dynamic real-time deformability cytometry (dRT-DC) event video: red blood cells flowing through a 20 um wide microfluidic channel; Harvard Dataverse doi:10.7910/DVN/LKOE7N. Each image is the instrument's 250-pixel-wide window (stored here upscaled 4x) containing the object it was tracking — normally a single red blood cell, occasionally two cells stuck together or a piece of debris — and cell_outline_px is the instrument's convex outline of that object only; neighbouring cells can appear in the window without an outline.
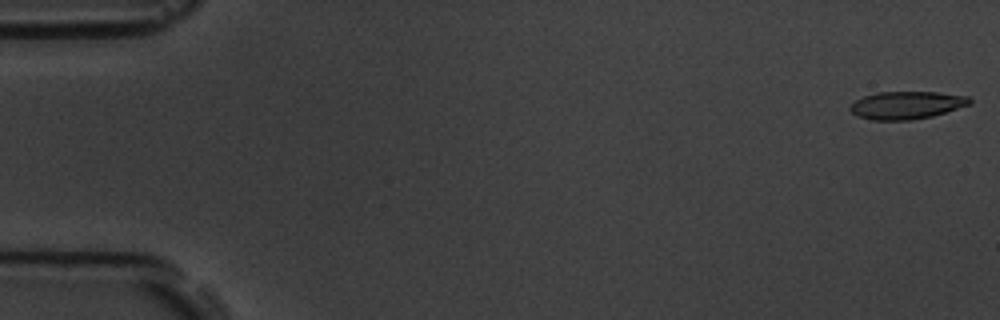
{"species": "common noctule bat (a hibernating species)", "species_latin": "Nyctalus noctula", "temperature_condition": "room temperature", "stored_images_in_passage": 10, "camera_frame_rate_fps": 3000, "um_per_image_px": 0.085, "animal": {"sex": "male", "body_mass_g": 19.5, "forearm_length_mm": 54.6}, "frame": {"image": 1, "passage_image": 1, "time_ms": 0.0, "image_size_px": [1000, 320], "cell_outline_px": [[972, 104], [932, 116], [912, 120], [872, 120], [856, 116], [848, 108], [856, 100], [864, 96], [876, 92], [936, 92], [968, 96], [972, 100]], "centroid_in_image_um": [77.06, 8.94], "position_along_channel_um": 7.9, "area_um2": 19.36}}
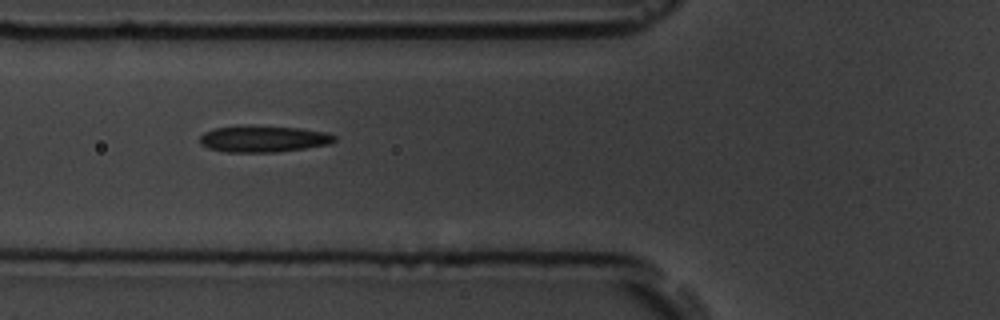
{"frame": {"image": 2, "passage_image": 7, "time_ms": 6.667, "image_size_px": [1000, 320], "cell_outline_px": [[336, 140], [328, 144], [304, 148], [276, 152], [224, 152], [208, 148], [200, 144], [200, 136], [204, 132], [212, 128], [300, 128], [328, 132], [336, 136]], "centroid_in_image_um": [22.4, 11.84], "position_along_channel_um": 103.4, "area_um2": 19.94}}
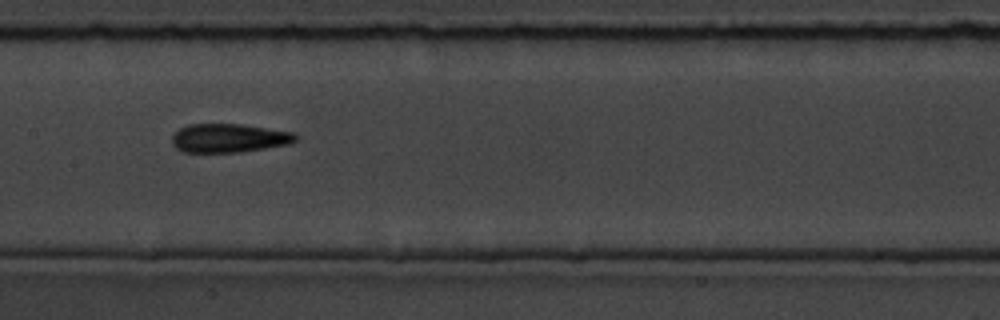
{"frame": {"image": 3, "passage_image": 9, "time_ms": 9.0, "image_size_px": [1000, 320], "cell_outline_px": [[296, 140], [288, 144], [240, 152], [184, 152], [176, 148], [172, 144], [172, 136], [180, 128], [188, 124], [240, 124], [292, 132], [296, 136]], "centroid_in_image_um": [19.41, 11.74], "position_along_channel_um": 188.0, "area_um2": 20.46}}